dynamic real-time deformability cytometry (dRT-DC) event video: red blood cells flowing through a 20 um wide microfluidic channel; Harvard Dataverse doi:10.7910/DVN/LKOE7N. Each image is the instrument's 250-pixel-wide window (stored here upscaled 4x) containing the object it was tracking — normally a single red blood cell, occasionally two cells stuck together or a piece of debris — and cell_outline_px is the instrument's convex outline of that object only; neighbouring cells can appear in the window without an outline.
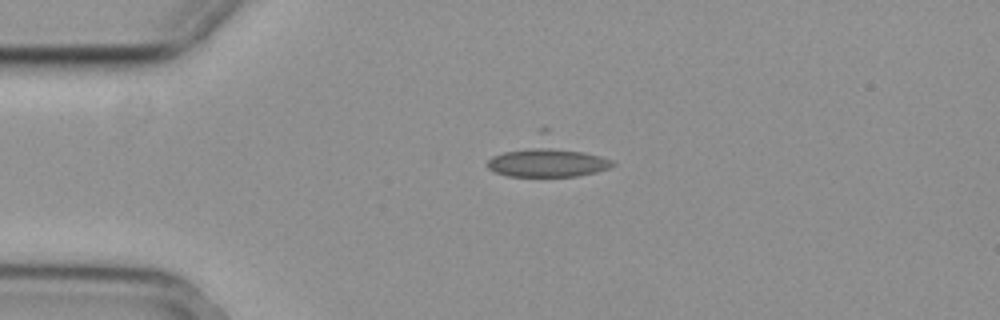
{"species": "common noctule bat (a hibernating species)", "species_latin": "Nyctalus noctula", "temperature_condition": "cold", "stored_images_in_passage": 44, "camera_frame_rate_fps": 3000, "um_per_image_px": 0.085, "animal": {"sex": "female", "body_mass_g": 29.2, "forearm_length_mm": 56.3}, "frame": {"image": 1, "passage_image": 1, "time_ms": 0.0, "image_size_px": [1000, 320], "cell_outline_px": [[616, 164], [608, 168], [596, 172], [576, 176], [508, 176], [496, 172], [488, 168], [484, 164], [492, 156], [504, 152], [540, 144], [584, 152], [600, 156], [612, 160]], "centroid_in_image_um": [46.49, 13.79], "position_along_channel_um": 38.5, "area_um2": 21.33}}
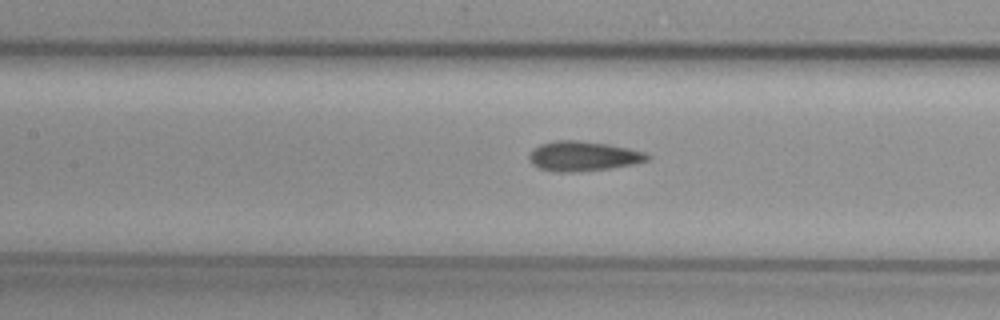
{"frame": {"image": 2, "passage_image": 13, "time_ms": 4.0, "image_size_px": [1000, 320], "cell_outline_px": [[652, 156], [648, 160], [632, 164], [608, 168], [572, 172], [552, 172], [540, 168], [532, 164], [528, 156], [532, 148], [540, 144], [556, 140], [580, 140], [608, 144], [648, 152]], "centroid_in_image_um": [49.56, 13.26], "position_along_channel_um": 157.8, "area_um2": 20.63}}
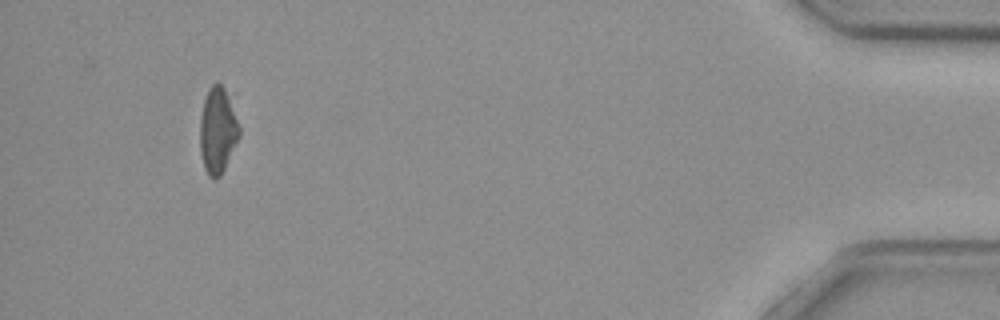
{"frame": {"image": 3, "passage_image": 40, "time_ms": 13.0, "image_size_px": [1000, 320], "cell_outline_px": [[240, 136], [220, 176], [212, 180], [208, 176], [204, 168], [200, 152], [200, 116], [204, 100], [208, 88], [212, 84], [220, 84], [236, 92], [240, 128]], "centroid_in_image_um": [18.58, 10.94], "position_along_channel_um": 416.6, "area_um2": 21.04}, "authors_computed_cell_mechanics": {"area_um2": 19.8832, "velocity_mm_per_s": 3.7175, "shape_relaxation_time_tau1_ms": null, "shape_relaxation_time_tau2_ms": 2.7258, "deformation_change_tau1": null, "deformation_change_tau2": 0.082}}